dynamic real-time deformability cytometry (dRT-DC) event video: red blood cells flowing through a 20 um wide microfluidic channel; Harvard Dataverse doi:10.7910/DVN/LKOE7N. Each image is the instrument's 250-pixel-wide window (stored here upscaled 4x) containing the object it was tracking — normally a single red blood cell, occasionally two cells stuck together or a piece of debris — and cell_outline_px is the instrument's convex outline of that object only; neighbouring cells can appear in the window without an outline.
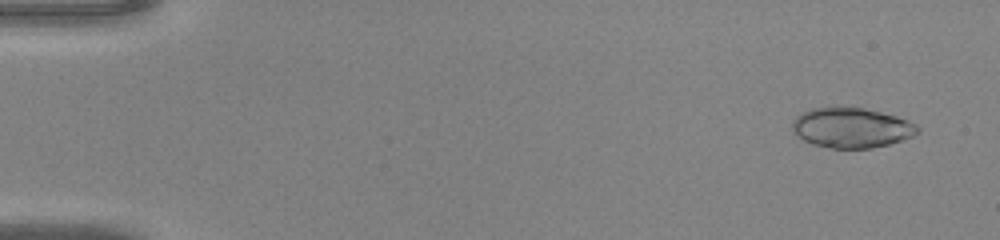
{"species": "common noctule bat (a hibernating species)", "species_latin": "Nyctalus noctula", "temperature_condition": "warm", "stored_images_in_passage": 46, "camera_frame_rate_fps": 3000, "um_per_image_px": 0.085, "animal": {"sex": "male", "body_mass_g": 20.0, "forearm_length_mm": 53.3}, "frame": {"image": 1, "passage_image": 3, "time_ms": 0.667, "image_size_px": [1000, 240], "cell_outline_px": [[920, 132], [904, 140], [872, 148], [832, 148], [812, 144], [804, 140], [792, 132], [792, 120], [796, 116], [812, 108], [832, 104], [864, 108], [896, 116], [908, 120], [916, 124], [920, 128]], "centroid_in_image_um": [72.36, 10.83], "position_along_channel_um": 12.6, "area_um2": 29.88}}
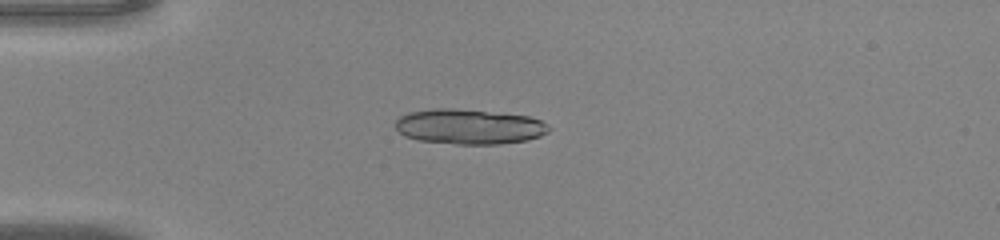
{"frame": {"image": 2, "passage_image": 13, "time_ms": 4.0, "image_size_px": [1000, 240], "cell_outline_px": [[552, 128], [548, 132], [540, 136], [528, 140], [500, 144], [456, 144], [420, 140], [404, 136], [396, 128], [396, 120], [400, 116], [408, 112], [432, 108], [452, 108], [528, 116], [540, 120], [548, 124]], "centroid_in_image_um": [39.89, 10.76], "position_along_channel_um": 45.1, "area_um2": 31.39}}